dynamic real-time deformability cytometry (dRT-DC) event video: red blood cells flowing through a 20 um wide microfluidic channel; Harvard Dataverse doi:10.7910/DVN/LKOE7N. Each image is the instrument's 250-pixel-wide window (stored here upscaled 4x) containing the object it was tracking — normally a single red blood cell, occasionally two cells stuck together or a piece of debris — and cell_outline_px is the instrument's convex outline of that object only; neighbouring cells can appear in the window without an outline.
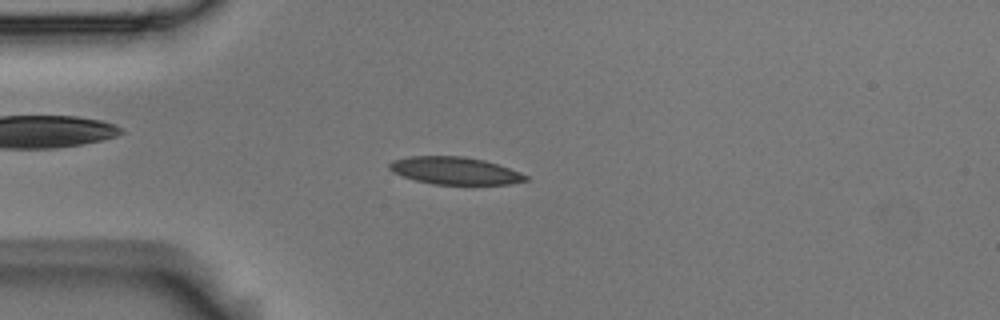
{"species": "Egyptian fruit bat (a non-hibernating species)", "species_latin": "Rousettus aegyptiacus", "temperature_condition": "room temperature", "stored_images_in_passage": 43, "camera_frame_rate_fps": 3000, "um_per_image_px": 0.085, "animal": {"sex": "male"}, "frame": {"image": 1, "passage_image": 3, "time_ms": 0.667, "image_size_px": [1000, 320], "cell_outline_px": [[528, 180], [512, 184], [432, 184], [416, 180], [392, 172], [388, 168], [388, 164], [392, 160], [408, 156], [464, 156], [484, 160], [520, 172], [528, 176]], "centroid_in_image_um": [38.64, 14.5], "position_along_channel_um": 46.4, "area_um2": 21.73}}
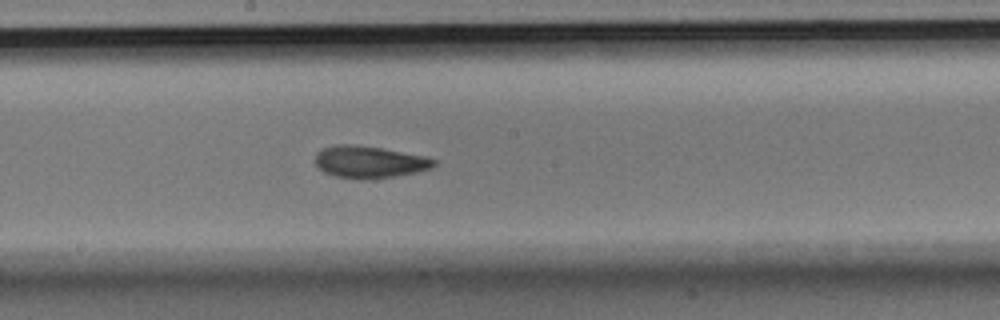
{"frame": {"image": 2, "passage_image": 18, "time_ms": 5.667, "image_size_px": [1000, 320], "cell_outline_px": [[436, 164], [432, 168], [416, 172], [368, 180], [356, 180], [336, 176], [324, 172], [316, 164], [316, 152], [320, 148], [336, 144], [356, 144], [380, 148], [424, 156], [436, 160]], "centroid_in_image_um": [31.36, 13.77], "position_along_channel_um": 216.8, "area_um2": 22.25}}
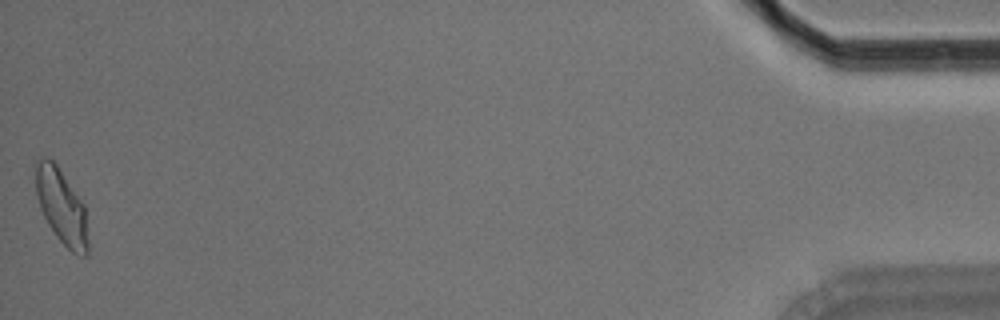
{"frame": {"image": 3, "passage_image": 43, "time_ms": 14.0, "image_size_px": [1000, 320], "cell_outline_px": [[88, 256], [80, 256], [72, 252], [56, 236], [48, 224], [40, 208], [36, 196], [32, 164], [36, 160], [44, 156], [52, 160], [56, 164], [84, 204], [88, 240]], "centroid_in_image_um": [5.18, 17.5], "position_along_channel_um": 430.0, "area_um2": 23.24}, "authors_computed_cell_mechanics": {"area_um2": 21.8484, "velocity_mm_per_s": 3.705, "shape_relaxation_time_tau1_ms": 3.5379, "shape_relaxation_time_tau2_ms": 1.7441, "deformation_change_tau1": 0.1523, "deformation_change_tau2": 0.0845}}